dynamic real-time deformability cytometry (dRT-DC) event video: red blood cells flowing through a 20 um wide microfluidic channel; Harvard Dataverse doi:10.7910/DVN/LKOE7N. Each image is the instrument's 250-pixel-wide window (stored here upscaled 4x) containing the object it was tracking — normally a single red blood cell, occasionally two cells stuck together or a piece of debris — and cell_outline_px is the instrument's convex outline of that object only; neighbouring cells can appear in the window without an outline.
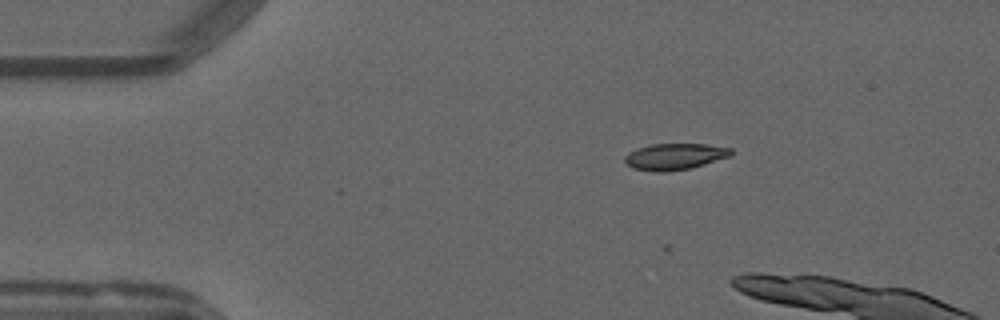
{"species": "common noctule bat (a hibernating species)", "species_latin": "Nyctalus noctula", "temperature_condition": "warm", "stored_images_in_passage": 12, "camera_frame_rate_fps": 3000, "um_per_image_px": 0.085, "animal": {"sex": "male", "forearm_length_mm": 52.5}, "frame": {"image": 1, "passage_image": 7, "time_ms": 2.0, "image_size_px": [1000, 320], "cell_outline_px": [[732, 152], [728, 156], [692, 168], [664, 172], [656, 172], [632, 168], [624, 160], [624, 156], [628, 152], [636, 148], [652, 144], [708, 144], [732, 148]], "centroid_in_image_um": [57.31, 13.3], "position_along_channel_um": 27.7, "area_um2": 16.3}}